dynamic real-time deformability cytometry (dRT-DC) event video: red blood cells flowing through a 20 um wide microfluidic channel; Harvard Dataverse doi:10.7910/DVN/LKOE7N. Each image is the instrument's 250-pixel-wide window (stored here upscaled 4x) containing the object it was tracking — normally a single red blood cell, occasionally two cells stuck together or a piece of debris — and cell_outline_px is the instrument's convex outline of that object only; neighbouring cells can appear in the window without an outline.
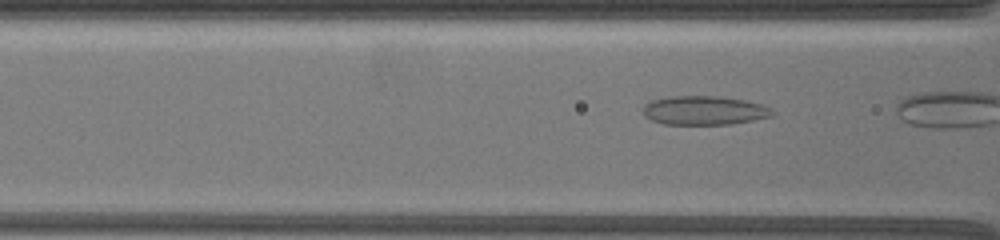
{"species": "common noctule bat (a hibernating species)", "species_latin": "Nyctalus noctula", "temperature_condition": "warm", "stored_images_in_passage": 9, "camera_frame_rate_fps": 3000, "um_per_image_px": 0.085, "animal": {"sex": "female", "body_mass_g": 19.5, "forearm_length_mm": 54.1}, "frame": {"image": 1, "passage_image": 5, "time_ms": 1.333, "image_size_px": [1000, 240], "cell_outline_px": [[776, 112], [772, 116], [732, 124], [664, 124], [652, 120], [644, 116], [644, 104], [652, 100], [668, 96], [720, 96], [744, 100], [760, 104], [772, 108]], "centroid_in_image_um": [59.87, 9.38], "position_along_channel_um": 106.7, "area_um2": 21.85}}